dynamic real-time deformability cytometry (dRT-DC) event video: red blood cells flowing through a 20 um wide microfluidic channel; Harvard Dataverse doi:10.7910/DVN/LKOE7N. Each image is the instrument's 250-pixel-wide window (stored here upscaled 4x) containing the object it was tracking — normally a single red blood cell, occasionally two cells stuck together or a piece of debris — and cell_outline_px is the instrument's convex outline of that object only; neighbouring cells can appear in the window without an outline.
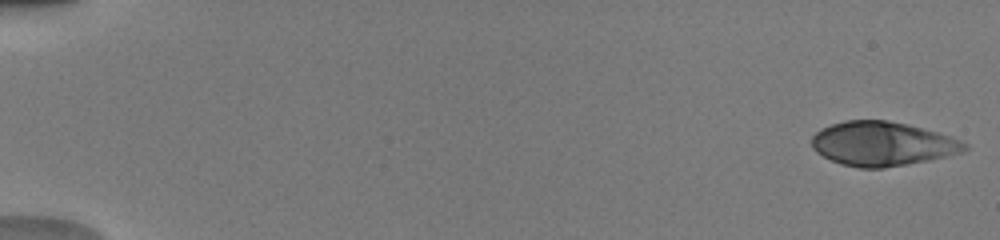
{"species": "human", "species_latin": "Homo sapiens", "temperature_condition": "warm", "stored_images_in_passage": 50, "camera_frame_rate_fps": 3000, "um_per_image_px": 0.085, "donor": {"sex": "male"}, "frame": {"image": 1, "passage_image": 1, "time_ms": 0.0, "image_size_px": [1000, 240], "cell_outline_px": [[968, 148], [964, 152], [928, 160], [884, 168], [860, 168], [840, 164], [816, 152], [812, 148], [812, 136], [820, 128], [844, 120], [888, 120], [908, 124], [936, 132], [960, 140], [968, 144]], "centroid_in_image_um": [74.98, 12.22], "position_along_channel_um": 10.0, "area_um2": 39.3}}
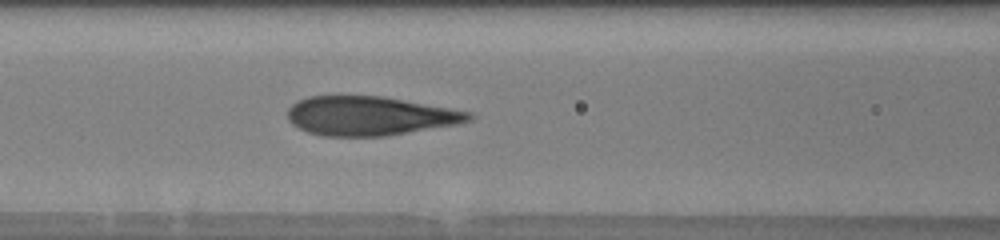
{"frame": {"image": 2, "passage_image": 23, "time_ms": 7.333, "image_size_px": [1000, 240], "cell_outline_px": [[476, 116], [472, 120], [460, 124], [384, 136], [324, 136], [308, 132], [292, 124], [288, 120], [288, 108], [296, 100], [308, 96], [384, 96], [452, 108], [472, 112]], "centroid_in_image_um": [31.47, 9.84], "position_along_channel_um": 135.1, "area_um2": 41.62}}
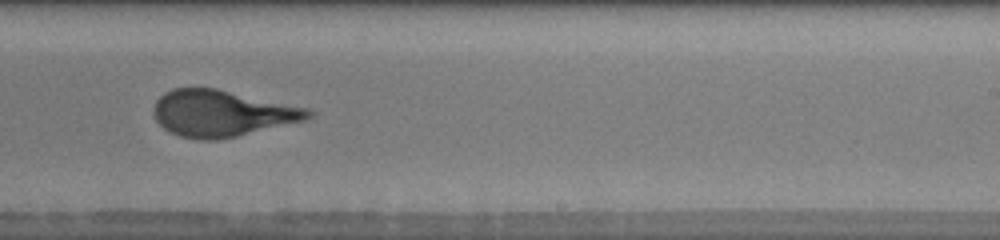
{"frame": {"image": 3, "passage_image": 33, "time_ms": 10.667, "image_size_px": [1000, 240], "cell_outline_px": [[316, 112], [312, 116], [304, 120], [236, 136], [216, 140], [200, 140], [180, 136], [168, 132], [156, 120], [152, 112], [156, 100], [164, 92], [172, 88], [216, 88], [308, 108]], "centroid_in_image_um": [18.82, 9.63], "position_along_channel_um": 270.2, "area_um2": 41.67}, "authors_computed_cell_mechanics": {"area_um2": 41.0091, "velocity_mm_per_s": 4.0571, "shape_relaxation_time_tau1_ms": 4.8972, "shape_relaxation_time_tau2_ms": null, "deformation_change_tau1": 0.2137, "deformation_change_tau2": null}}